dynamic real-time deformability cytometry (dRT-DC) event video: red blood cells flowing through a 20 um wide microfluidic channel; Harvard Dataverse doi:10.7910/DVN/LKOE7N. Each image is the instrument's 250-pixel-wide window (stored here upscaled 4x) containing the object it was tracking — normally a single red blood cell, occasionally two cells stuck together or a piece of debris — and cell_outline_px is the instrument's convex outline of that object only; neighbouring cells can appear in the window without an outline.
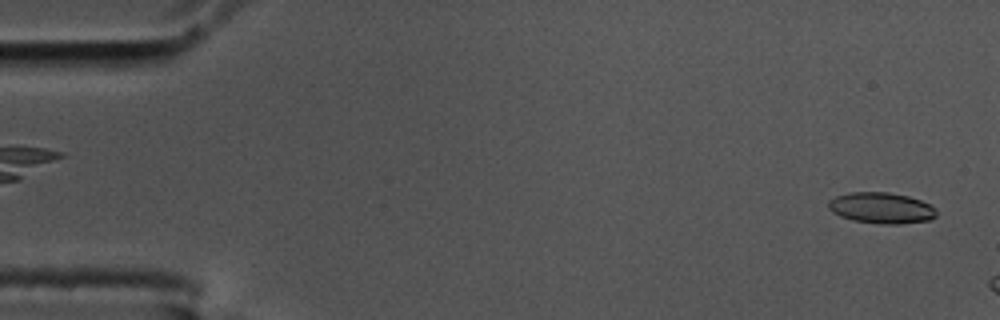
{"species": "common noctule bat (a hibernating species)", "species_latin": "Nyctalus noctula", "temperature_condition": "cold", "stored_images_in_passage": 8, "camera_frame_rate_fps": 3000, "um_per_image_px": 0.085, "animal": {"sex": "male", "body_mass_g": 17.5, "forearm_length_mm": 52.3}, "frame": {"image": 1, "passage_image": 2, "time_ms": 0.333, "image_size_px": [1000, 320], "cell_outline_px": [[936, 216], [928, 220], [900, 224], [884, 224], [852, 220], [840, 216], [832, 212], [828, 208], [828, 200], [836, 196], [848, 192], [888, 192], [908, 196], [920, 200], [936, 208]], "centroid_in_image_um": [74.89, 17.67], "position_along_channel_um": 10.1, "area_um2": 19.54}}